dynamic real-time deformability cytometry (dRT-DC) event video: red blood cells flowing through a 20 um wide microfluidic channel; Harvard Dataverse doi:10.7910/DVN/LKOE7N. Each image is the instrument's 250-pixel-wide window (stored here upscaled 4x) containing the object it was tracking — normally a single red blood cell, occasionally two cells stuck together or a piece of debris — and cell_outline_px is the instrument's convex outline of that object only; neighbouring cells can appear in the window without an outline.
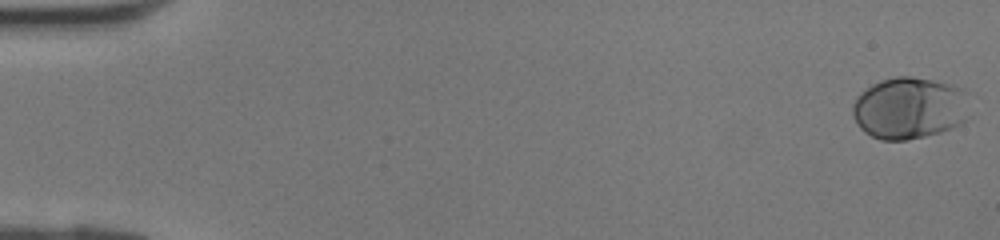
{"species": "human", "species_latin": "Homo sapiens", "temperature_condition": "room temperature", "stored_images_in_passage": 42, "camera_frame_rate_fps": 3000, "um_per_image_px": 0.085, "donor": {"sex": "female"}, "frame": {"image": 1, "passage_image": 1, "time_ms": 0.0, "image_size_px": [1000, 240], "cell_outline_px": [[964, 120], [960, 124], [952, 128], [940, 132], [908, 140], [880, 140], [864, 132], [860, 128], [852, 116], [852, 104], [856, 96], [860, 92], [872, 84], [880, 80], [896, 76], [912, 76], [952, 84], [964, 88]], "centroid_in_image_um": [77.2, 9.18], "position_along_channel_um": 7.8, "area_um2": 42.02}}
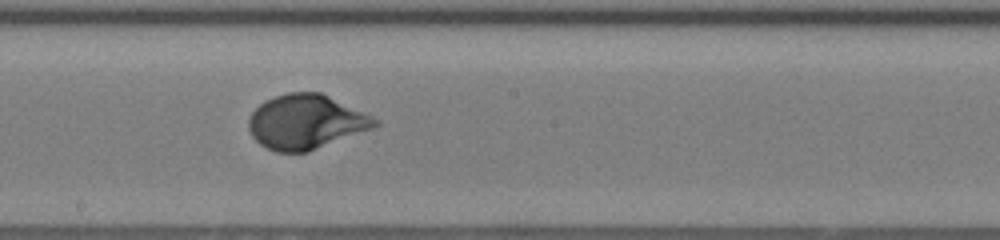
{"frame": {"image": 2, "passage_image": 24, "time_ms": 7.667, "image_size_px": [1000, 240], "cell_outline_px": [[380, 124], [376, 128], [308, 152], [276, 152], [260, 144], [252, 136], [248, 128], [248, 116], [264, 100], [288, 92], [320, 92], [372, 116], [380, 120]], "centroid_in_image_um": [26.02, 10.37], "position_along_channel_um": 222.2, "area_um2": 40.29}}
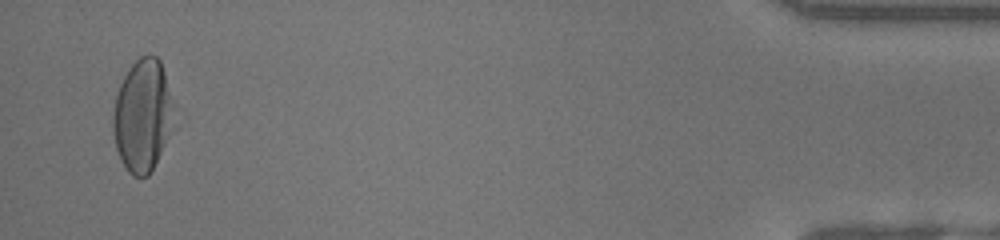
{"frame": {"image": 3, "passage_image": 41, "time_ms": 13.333, "image_size_px": [1000, 240], "cell_outline_px": [[168, 136], [148, 176], [132, 176], [128, 172], [116, 148], [112, 132], [112, 116], [116, 96], [120, 84], [128, 68], [140, 56], [148, 52], [156, 56], [160, 60], [164, 72]], "centroid_in_image_um": [11.98, 9.81], "position_along_channel_um": 423.2, "area_um2": 37.57}}